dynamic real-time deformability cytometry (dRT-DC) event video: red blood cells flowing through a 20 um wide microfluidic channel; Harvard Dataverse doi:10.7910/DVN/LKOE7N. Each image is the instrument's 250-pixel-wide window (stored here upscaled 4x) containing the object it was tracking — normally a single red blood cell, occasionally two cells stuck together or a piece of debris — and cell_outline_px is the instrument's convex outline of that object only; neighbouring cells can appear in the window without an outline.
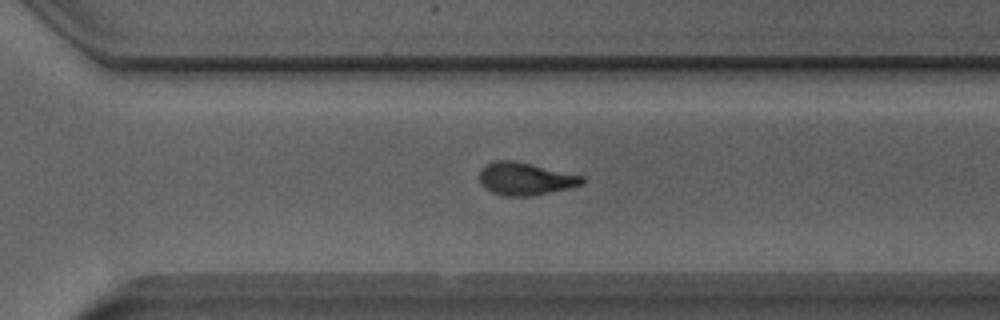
{"species": "Egyptian fruit bat (a non-hibernating species)", "species_latin": "Rousettus aegyptiacus", "temperature_condition": "room temperature", "stored_images_in_passage": 41, "camera_frame_rate_fps": 3000, "um_per_image_px": 0.085, "animal": {"sex": "male"}, "frame": {"image": 1, "passage_image": 35, "time_ms": 11.333, "image_size_px": [1000, 320], "cell_outline_px": [[584, 184], [568, 188], [532, 196], [504, 196], [492, 192], [484, 188], [480, 184], [480, 172], [492, 160], [516, 160], [584, 176]], "centroid_in_image_um": [44.65, 15.19], "position_along_channel_um": 325.9, "area_um2": 19.59}}